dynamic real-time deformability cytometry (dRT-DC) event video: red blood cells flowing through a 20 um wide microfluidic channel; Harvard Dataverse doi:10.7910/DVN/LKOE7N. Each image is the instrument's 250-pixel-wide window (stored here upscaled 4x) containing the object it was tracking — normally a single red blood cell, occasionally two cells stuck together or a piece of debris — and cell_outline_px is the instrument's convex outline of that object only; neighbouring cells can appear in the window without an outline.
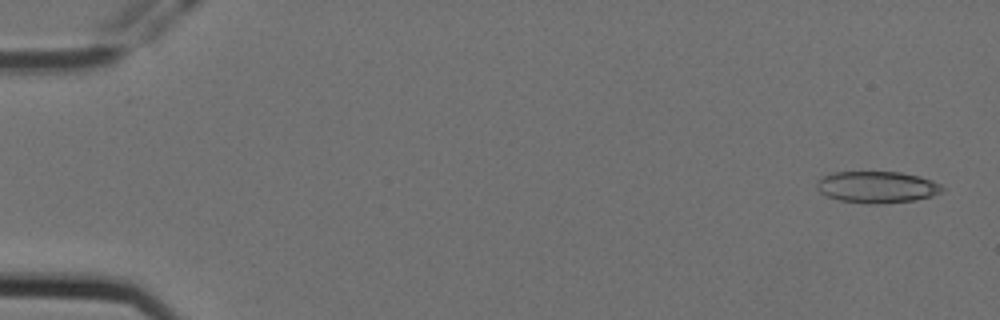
{"species": "Egyptian fruit bat (a non-hibernating species)", "species_latin": "Rousettus aegyptiacus", "temperature_condition": "cold", "stored_images_in_passage": 6, "camera_frame_rate_fps": 3000, "um_per_image_px": 0.085, "animal": {"sex": "female"}, "frame": {"image": 1, "passage_image": 1, "time_ms": 0.0, "image_size_px": [1000, 320], "cell_outline_px": [[944, 188], [940, 192], [932, 196], [916, 200], [868, 204], [840, 200], [828, 196], [820, 192], [816, 188], [816, 184], [824, 176], [836, 172], [900, 172], [920, 176], [932, 180], [940, 184]], "centroid_in_image_um": [74.57, 15.9], "position_along_channel_um": 10.4, "area_um2": 22.89}}
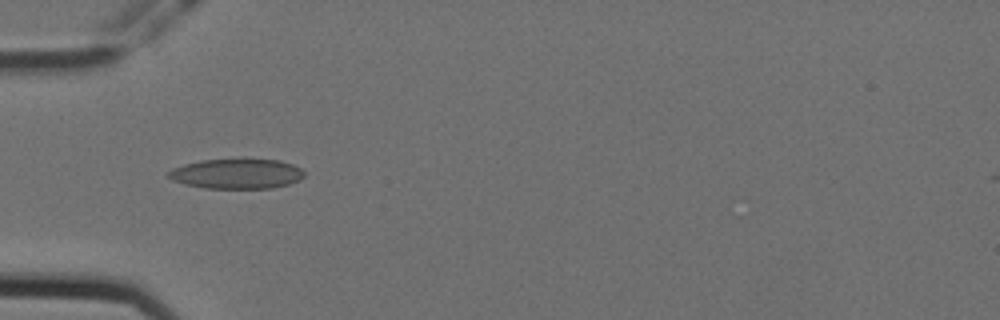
{"frame": {"image": 2, "passage_image": 5, "time_ms": 1.333, "image_size_px": [1000, 320], "cell_outline_px": [[304, 176], [300, 180], [288, 184], [272, 188], [204, 188], [184, 184], [172, 180], [168, 176], [168, 172], [172, 168], [184, 164], [200, 160], [240, 156], [280, 160], [292, 164], [300, 168], [304, 172]], "centroid_in_image_um": [20.12, 14.72], "position_along_channel_um": 64.9, "area_um2": 24.68}}
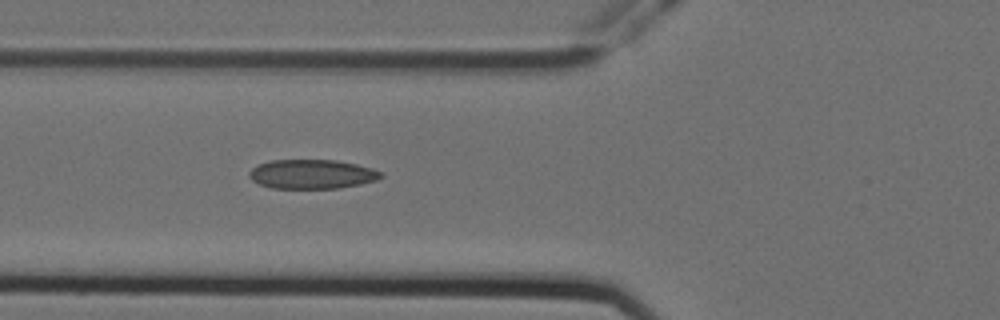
{"frame": {"image": 3, "passage_image": 6, "time_ms": 1.667, "image_size_px": [1000, 320], "cell_outline_px": [[384, 176], [376, 180], [360, 184], [340, 188], [272, 188], [260, 184], [252, 180], [248, 176], [248, 172], [256, 164], [268, 160], [336, 160], [356, 164], [372, 168], [380, 172]], "centroid_in_image_um": [26.48, 14.79], "position_along_channel_um": 99.3, "area_um2": 22.54}}